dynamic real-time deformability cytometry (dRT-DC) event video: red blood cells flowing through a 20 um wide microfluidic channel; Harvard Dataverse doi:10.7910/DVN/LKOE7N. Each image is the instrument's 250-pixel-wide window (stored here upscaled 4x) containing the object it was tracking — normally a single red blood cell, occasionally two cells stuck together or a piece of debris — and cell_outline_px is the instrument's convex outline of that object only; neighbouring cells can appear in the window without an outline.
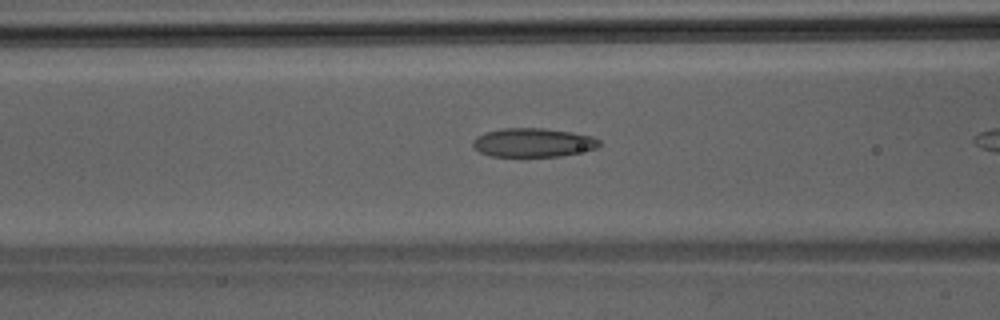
{"species": "Egyptian fruit bat (a non-hibernating species)", "species_latin": "Rousettus aegyptiacus", "temperature_condition": "room temperature", "stored_images_in_passage": 8, "camera_frame_rate_fps": 3000, "um_per_image_px": 0.085, "animal": {"sex": "male"}, "frame": {"image": 1, "passage_image": 7, "time_ms": 2.0, "image_size_px": [1000, 320], "cell_outline_px": [[600, 144], [596, 148], [560, 156], [492, 156], [480, 152], [472, 148], [472, 140], [476, 136], [484, 132], [504, 128], [544, 128], [572, 132], [592, 136], [600, 140]], "centroid_in_image_um": [45.27, 12.11], "position_along_channel_um": 121.3, "area_um2": 21.27}}